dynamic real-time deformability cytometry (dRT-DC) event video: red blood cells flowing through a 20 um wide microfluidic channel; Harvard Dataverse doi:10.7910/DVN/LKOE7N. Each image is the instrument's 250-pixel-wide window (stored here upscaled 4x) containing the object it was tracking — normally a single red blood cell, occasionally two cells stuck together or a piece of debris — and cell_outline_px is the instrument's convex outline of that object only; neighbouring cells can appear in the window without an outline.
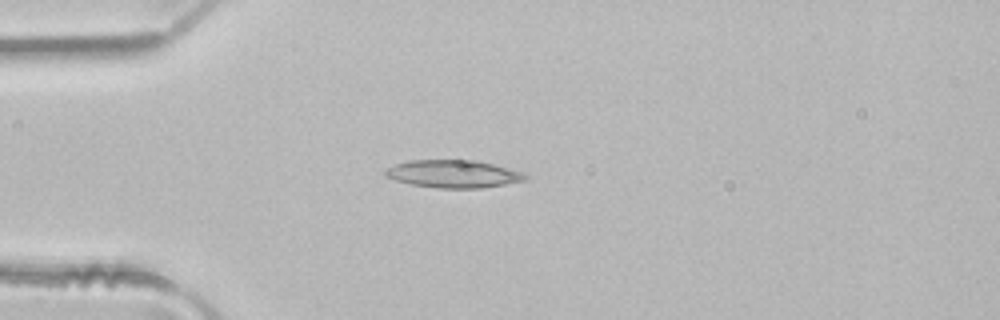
{"species": "common noctule bat (a hibernating species)", "species_latin": "Nyctalus noctula", "temperature_condition": "room temperature", "stored_images_in_passage": 2, "camera_frame_rate_fps": 3000, "um_per_image_px": 0.085, "animal": {"sex": "male", "body_mass_g": 21.5, "forearm_length_mm": 52.0}, "frame": {"image": 1, "passage_image": 1, "time_ms": 0.0, "image_size_px": [1000, 320], "cell_outline_px": [[528, 176], [524, 180], [504, 184], [480, 188], [436, 188], [412, 184], [396, 180], [384, 176], [384, 172], [388, 168], [396, 164], [408, 160], [476, 160], [508, 168], [520, 172]], "centroid_in_image_um": [38.49, 14.78], "position_along_channel_um": 46.5, "area_um2": 22.31}}